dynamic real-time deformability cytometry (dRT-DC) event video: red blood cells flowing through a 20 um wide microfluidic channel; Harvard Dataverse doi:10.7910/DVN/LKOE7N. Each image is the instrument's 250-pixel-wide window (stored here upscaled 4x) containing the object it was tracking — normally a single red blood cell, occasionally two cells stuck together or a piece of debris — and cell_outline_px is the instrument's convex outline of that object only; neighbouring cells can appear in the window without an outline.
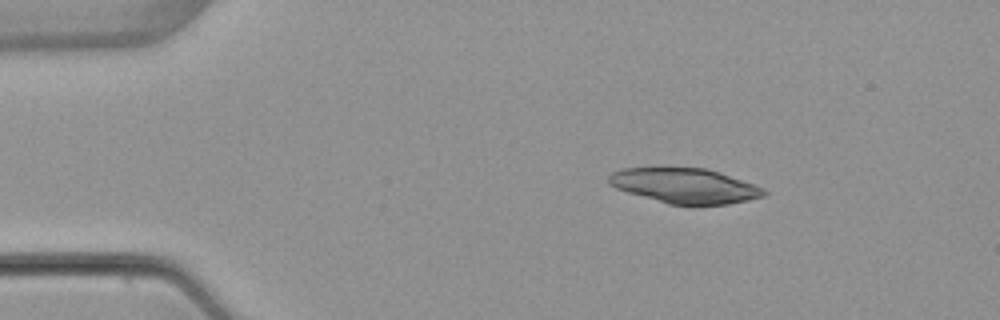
{"species": "common noctule bat (a hibernating species)", "species_latin": "Nyctalus noctula", "temperature_condition": "warm", "stored_images_in_passage": 4, "camera_frame_rate_fps": 3000, "um_per_image_px": 0.085, "animal": {"sex": "female", "body_mass_g": 22.7, "forearm_length_mm": 54.2}, "frame": {"image": 1, "passage_image": 2, "time_ms": 1.333, "image_size_px": [1000, 320], "cell_outline_px": [[768, 192], [764, 196], [748, 200], [728, 204], [692, 208], [668, 204], [628, 192], [616, 188], [608, 184], [608, 176], [612, 172], [620, 168], [656, 164], [664, 164], [708, 168], [720, 172], [764, 188]], "centroid_in_image_um": [58.15, 15.76], "position_along_channel_um": 26.8, "area_um2": 33.7}}